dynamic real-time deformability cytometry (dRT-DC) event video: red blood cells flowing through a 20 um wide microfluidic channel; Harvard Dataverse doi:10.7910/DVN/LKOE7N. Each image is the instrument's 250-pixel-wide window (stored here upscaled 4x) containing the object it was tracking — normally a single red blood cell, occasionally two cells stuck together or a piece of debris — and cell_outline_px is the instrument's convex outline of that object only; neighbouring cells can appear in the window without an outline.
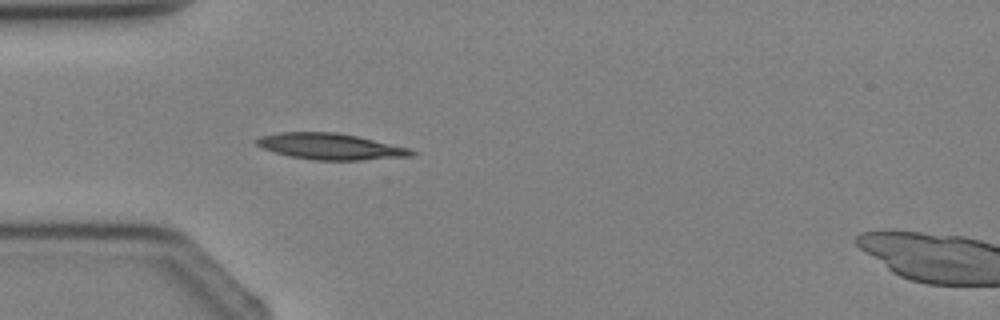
{"species": "Egyptian fruit bat (a non-hibernating species)", "species_latin": "Rousettus aegyptiacus", "temperature_condition": "cold", "stored_images_in_passage": 2, "camera_frame_rate_fps": 3000, "um_per_image_px": 0.085, "animal": {"sex": "female"}, "frame": {"image": 1, "passage_image": 2, "time_ms": 2.333, "image_size_px": [1000, 320], "cell_outline_px": [[416, 156], [360, 160], [316, 160], [288, 156], [264, 148], [256, 144], [256, 140], [260, 136], [280, 132], [336, 132], [356, 136], [408, 148], [416, 152]], "centroid_in_image_um": [28.09, 12.45], "position_along_channel_um": 56.9, "area_um2": 23.41}}